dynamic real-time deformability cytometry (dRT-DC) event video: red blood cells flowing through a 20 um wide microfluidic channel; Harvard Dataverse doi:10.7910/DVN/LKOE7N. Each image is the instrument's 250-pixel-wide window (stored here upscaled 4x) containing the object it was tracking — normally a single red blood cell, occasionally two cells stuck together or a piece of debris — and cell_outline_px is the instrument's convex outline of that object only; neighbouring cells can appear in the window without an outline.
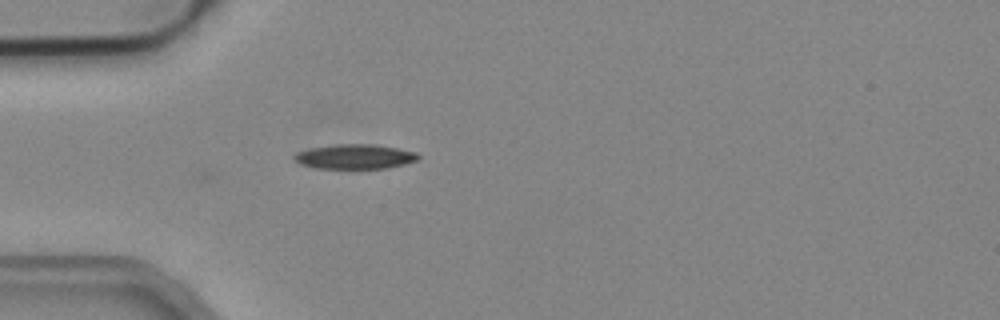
{"species": "common noctule bat (a hibernating species)", "species_latin": "Nyctalus noctula", "temperature_condition": "cold", "stored_images_in_passage": 5, "camera_frame_rate_fps": 3000, "um_per_image_px": 0.085, "animal": {"sex": "male", "body_mass_g": 19.2, "forearm_length_mm": 51.8}, "frame": {"image": 1, "passage_image": 5, "time_ms": 1.333, "image_size_px": [1000, 320], "cell_outline_px": [[420, 156], [416, 160], [384, 168], [316, 168], [300, 164], [292, 156], [296, 152], [308, 148], [336, 144], [372, 144], [396, 148], [416, 152]], "centroid_in_image_um": [30.09, 13.3], "position_along_channel_um": 54.9, "area_um2": 17.57}}